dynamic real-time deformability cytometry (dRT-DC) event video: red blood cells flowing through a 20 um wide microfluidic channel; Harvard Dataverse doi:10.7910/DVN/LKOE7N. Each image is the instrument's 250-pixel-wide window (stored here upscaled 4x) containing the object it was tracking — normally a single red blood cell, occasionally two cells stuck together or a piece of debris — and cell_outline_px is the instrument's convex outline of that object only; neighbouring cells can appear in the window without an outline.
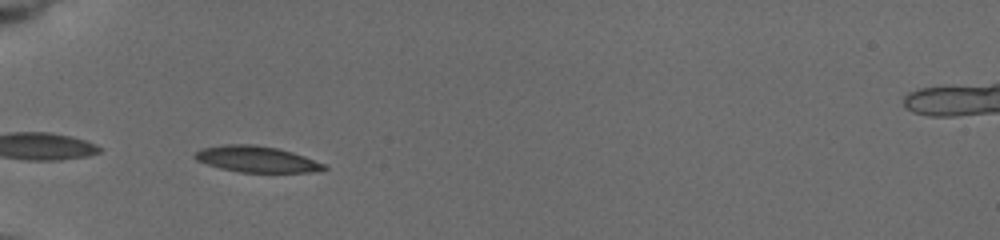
{"species": "common noctule bat (a hibernating species)", "species_latin": "Nyctalus noctula", "temperature_condition": "cold", "stored_images_in_passage": 23, "camera_frame_rate_fps": 3000, "um_per_image_px": 0.085, "animal": {"sex": "female", "body_mass_g": 19.5, "forearm_length_mm": 54.1}, "frame": {"image": 1, "passage_image": 4, "time_ms": 0.667, "image_size_px": [1000, 240], "cell_outline_px": [[328, 168], [312, 172], [240, 172], [220, 168], [196, 160], [192, 156], [200, 148], [224, 144], [252, 144], [276, 148], [292, 152], [304, 156], [324, 164]], "centroid_in_image_um": [21.76, 13.52], "position_along_channel_um": 63.2, "area_um2": 19.54}}
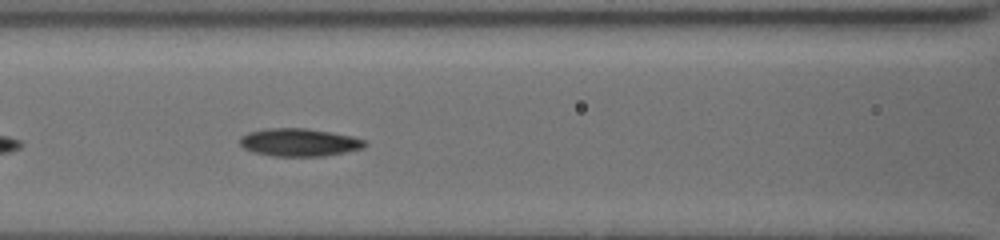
{"frame": {"image": 2, "passage_image": 15, "time_ms": 3.0, "image_size_px": [1000, 240], "cell_outline_px": [[368, 144], [364, 148], [324, 156], [272, 156], [256, 152], [244, 148], [240, 144], [240, 136], [248, 132], [268, 128], [304, 128], [352, 136], [364, 140]], "centroid_in_image_um": [25.43, 12.1], "position_along_channel_um": 141.2, "area_um2": 20.11}}
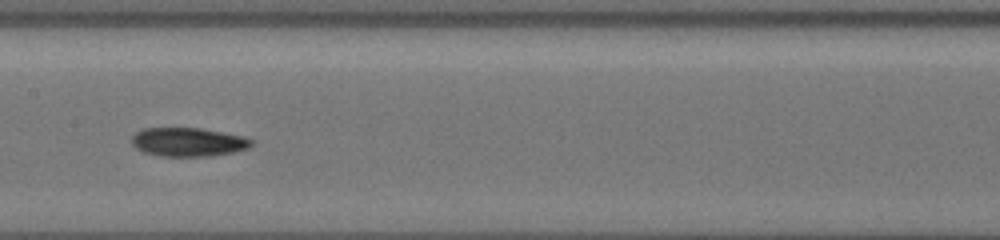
{"frame": {"image": 3, "passage_image": 22, "time_ms": 4.333, "image_size_px": [1000, 240], "cell_outline_px": [[252, 144], [248, 148], [232, 152], [208, 156], [160, 156], [144, 152], [136, 148], [132, 144], [132, 136], [136, 132], [144, 128], [200, 128], [244, 136], [252, 140]], "centroid_in_image_um": [15.98, 12.07], "position_along_channel_um": 191.4, "area_um2": 19.94}}